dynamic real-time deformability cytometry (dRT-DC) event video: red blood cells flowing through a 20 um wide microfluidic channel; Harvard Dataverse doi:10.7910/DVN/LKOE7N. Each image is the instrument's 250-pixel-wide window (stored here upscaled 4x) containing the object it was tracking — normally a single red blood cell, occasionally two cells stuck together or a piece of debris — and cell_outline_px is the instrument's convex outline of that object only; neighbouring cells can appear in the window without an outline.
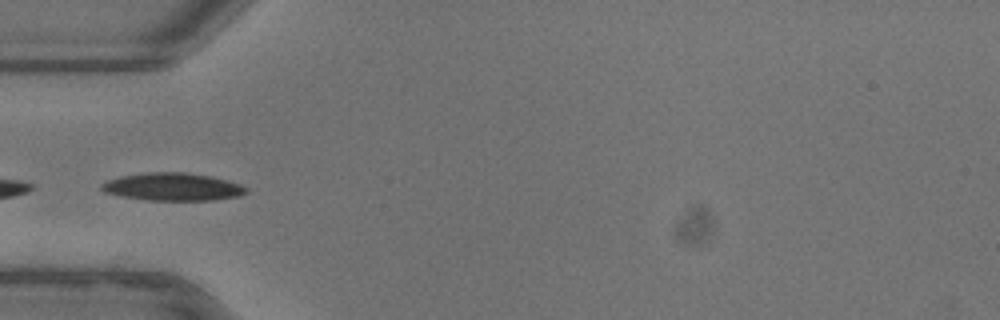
{"species": "common noctule bat (a hibernating species)", "species_latin": "Nyctalus noctula", "temperature_condition": "warm", "stored_images_in_passage": 10, "camera_frame_rate_fps": 3000, "um_per_image_px": 0.085, "animal": {"sex": "female"}, "frame": {"image": 1, "passage_image": 1, "time_ms": 0.0, "image_size_px": [1000, 320], "cell_outline_px": [[248, 192], [240, 196], [212, 200], [144, 200], [104, 192], [100, 188], [100, 184], [108, 180], [120, 176], [148, 172], [184, 172], [212, 176], [240, 184], [248, 188]], "centroid_in_image_um": [14.69, 15.87], "position_along_channel_um": 70.3, "area_um2": 23.41}}
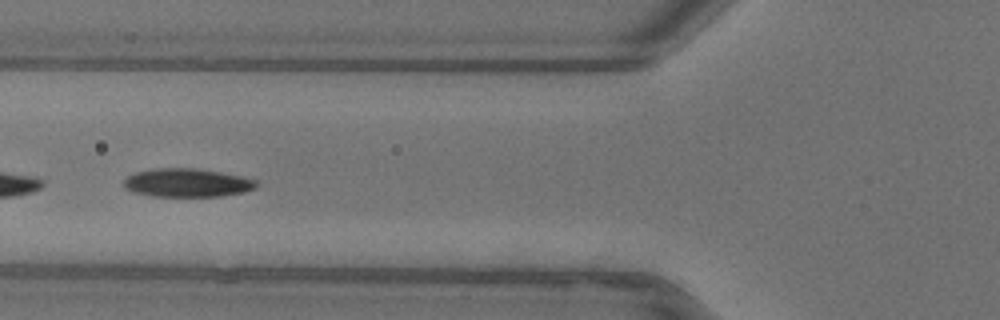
{"frame": {"image": 2, "passage_image": 4, "time_ms": 1.0, "image_size_px": [1000, 320], "cell_outline_px": [[256, 188], [244, 192], [220, 196], [152, 196], [132, 192], [124, 188], [124, 180], [128, 176], [136, 172], [156, 168], [196, 168], [220, 172], [240, 176], [256, 180]], "centroid_in_image_um": [15.88, 15.53], "position_along_channel_um": 109.9, "area_um2": 21.91}}
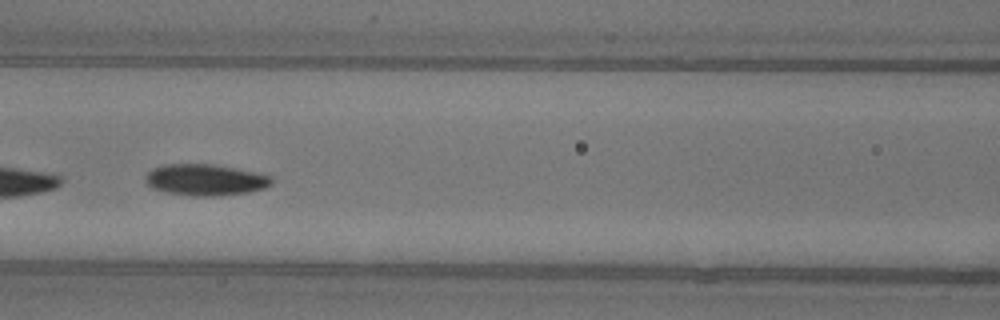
{"frame": {"image": 3, "passage_image": 7, "time_ms": 2.0, "image_size_px": [1000, 320], "cell_outline_px": [[272, 184], [264, 188], [248, 192], [216, 196], [192, 196], [164, 192], [152, 188], [144, 180], [144, 176], [152, 168], [164, 164], [216, 164], [260, 172], [272, 176]], "centroid_in_image_um": [17.46, 15.27], "position_along_channel_um": 149.1, "area_um2": 23.47}}